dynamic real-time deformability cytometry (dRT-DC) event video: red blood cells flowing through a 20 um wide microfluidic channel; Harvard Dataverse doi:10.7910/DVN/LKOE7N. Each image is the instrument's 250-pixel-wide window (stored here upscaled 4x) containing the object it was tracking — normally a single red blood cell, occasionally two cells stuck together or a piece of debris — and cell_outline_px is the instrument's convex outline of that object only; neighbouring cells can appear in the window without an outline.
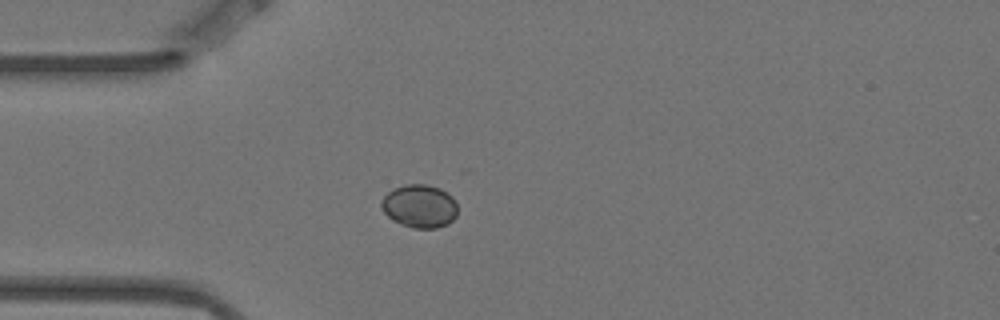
{"species": "Egyptian fruit bat (a non-hibernating species)", "species_latin": "Rousettus aegyptiacus", "temperature_condition": "warm", "stored_images_in_passage": 4, "camera_frame_rate_fps": 3000, "um_per_image_px": 0.085, "animal": {"sex": "female"}, "frame": {"image": 1, "passage_image": 3, "time_ms": 0.667, "image_size_px": [1000, 320], "cell_outline_px": [[456, 216], [448, 224], [436, 228], [412, 228], [400, 224], [392, 220], [384, 212], [380, 204], [384, 196], [392, 188], [404, 184], [428, 184], [440, 188], [452, 196], [456, 204]], "centroid_in_image_um": [35.65, 17.51], "position_along_channel_um": 49.4, "area_um2": 19.31}}